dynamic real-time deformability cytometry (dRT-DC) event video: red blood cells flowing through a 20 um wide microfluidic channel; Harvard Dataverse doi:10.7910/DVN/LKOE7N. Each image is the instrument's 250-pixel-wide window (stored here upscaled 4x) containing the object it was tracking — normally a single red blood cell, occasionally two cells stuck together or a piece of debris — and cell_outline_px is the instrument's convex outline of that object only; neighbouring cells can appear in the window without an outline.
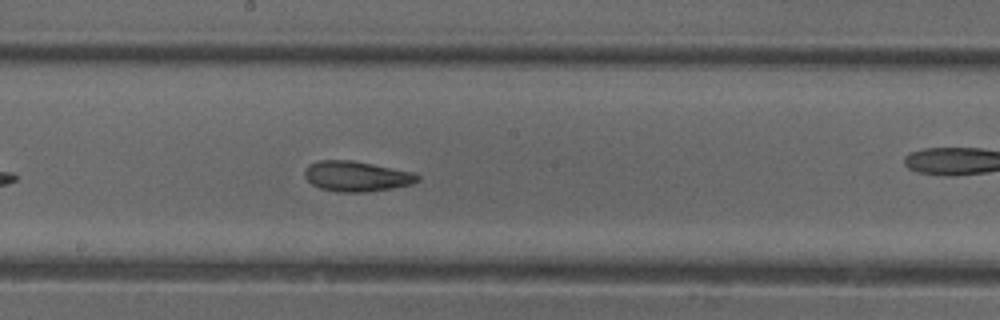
{"species": "common noctule bat (a hibernating species)", "species_latin": "Nyctalus noctula", "temperature_condition": "cold", "stored_images_in_passage": 35, "camera_frame_rate_fps": 3000, "um_per_image_px": 0.085, "animal": {"sex": "female"}, "frame": {"image": 1, "passage_image": 15, "time_ms": 4.667, "image_size_px": [1000, 320], "cell_outline_px": [[420, 180], [412, 184], [392, 188], [368, 192], [336, 192], [320, 188], [312, 184], [304, 176], [304, 172], [308, 164], [320, 160], [352, 160], [412, 172], [420, 176]], "centroid_in_image_um": [30.29, 14.99], "position_along_channel_um": 217.9, "area_um2": 19.94}, "authors_computed_cell_mechanics": {"area_um2": 19.7676, "velocity_mm_per_s": 3.9602, "shape_relaxation_time_tau1_ms": 5.6314, "shape_relaxation_time_tau2_ms": 2.1718, "deformation_change_tau1": 0.1496, "deformation_change_tau2": 0.0903}}